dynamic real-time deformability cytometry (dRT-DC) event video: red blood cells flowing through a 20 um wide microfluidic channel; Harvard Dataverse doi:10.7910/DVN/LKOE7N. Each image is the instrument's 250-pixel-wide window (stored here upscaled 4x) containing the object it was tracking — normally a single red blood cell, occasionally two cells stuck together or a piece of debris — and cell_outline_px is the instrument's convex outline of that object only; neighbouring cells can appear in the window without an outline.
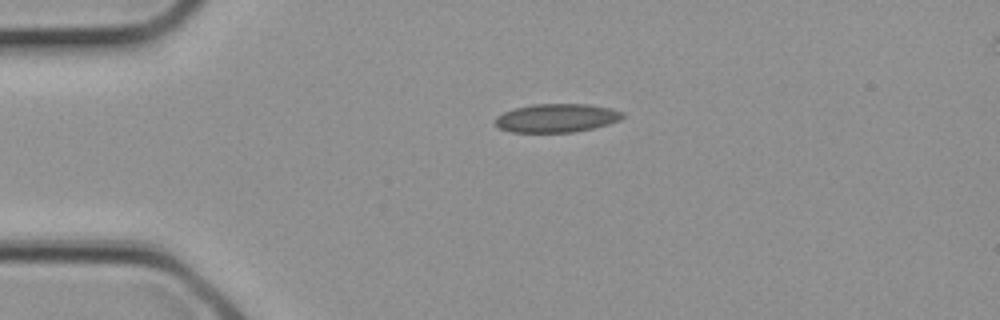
{"species": "common noctule bat (a hibernating species)", "species_latin": "Nyctalus noctula", "temperature_condition": "cold", "stored_images_in_passage": 2, "camera_frame_rate_fps": 3000, "um_per_image_px": 0.085, "animal": {"sex": "female", "body_mass_g": 21.9}, "frame": {"image": 1, "passage_image": 1, "time_ms": 0.0, "image_size_px": [1000, 320], "cell_outline_px": [[624, 116], [620, 120], [608, 124], [592, 128], [572, 132], [512, 132], [500, 128], [492, 120], [496, 116], [512, 108], [532, 104], [588, 104], [612, 108], [624, 112]], "centroid_in_image_um": [47.3, 10.02], "position_along_channel_um": 37.7, "area_um2": 21.33}}